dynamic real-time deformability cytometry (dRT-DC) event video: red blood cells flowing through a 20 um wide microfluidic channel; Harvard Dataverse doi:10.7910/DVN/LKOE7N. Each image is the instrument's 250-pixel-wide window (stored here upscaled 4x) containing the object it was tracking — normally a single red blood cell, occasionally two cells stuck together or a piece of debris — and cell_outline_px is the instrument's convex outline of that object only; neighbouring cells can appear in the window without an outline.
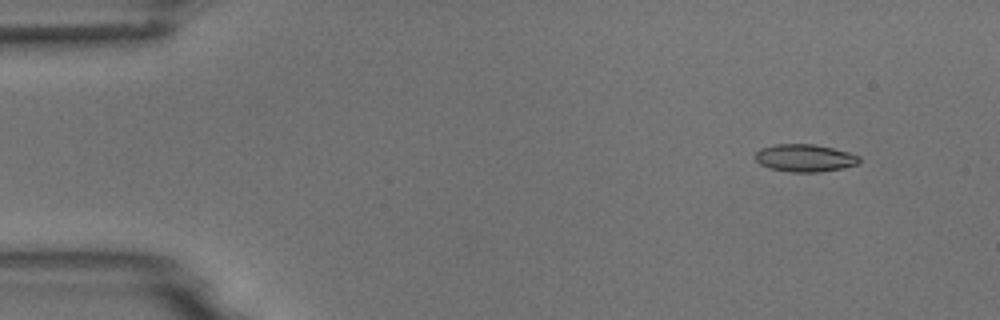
{"species": "common noctule bat (a hibernating species)", "species_latin": "Nyctalus noctula", "temperature_condition": "room temperature", "stored_images_in_passage": 5, "camera_frame_rate_fps": 3000, "um_per_image_px": 0.085, "animal": {"sex": "male", "body_mass_g": 18.8}, "frame": {"image": 1, "passage_image": 2, "time_ms": 1.333, "image_size_px": [1000, 320], "cell_outline_px": [[860, 160], [856, 164], [840, 168], [820, 172], [788, 172], [768, 168], [760, 164], [756, 160], [756, 152], [760, 148], [776, 144], [812, 144], [832, 148], [848, 152], [860, 156]], "centroid_in_image_um": [68.37, 13.43], "position_along_channel_um": 16.6, "area_um2": 16.59}}
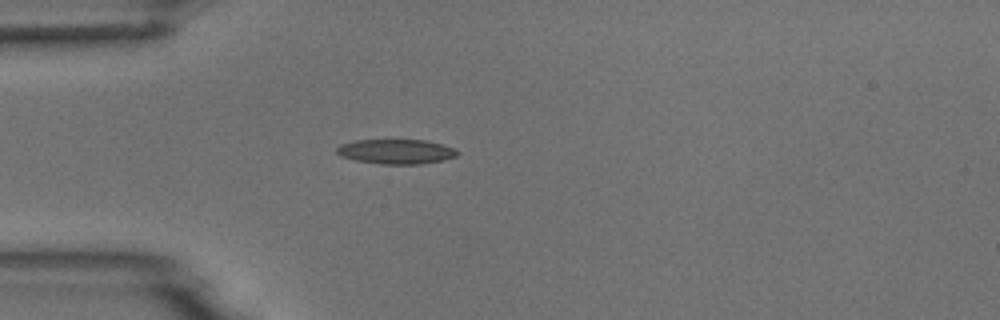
{"frame": {"image": 2, "passage_image": 5, "time_ms": 4.667, "image_size_px": [1000, 320], "cell_outline_px": [[460, 152], [456, 156], [444, 160], [420, 164], [380, 164], [356, 160], [340, 156], [336, 152], [336, 148], [340, 144], [356, 140], [424, 140], [456, 148]], "centroid_in_image_um": [33.67, 12.88], "position_along_channel_um": 51.3, "area_um2": 17.4}}